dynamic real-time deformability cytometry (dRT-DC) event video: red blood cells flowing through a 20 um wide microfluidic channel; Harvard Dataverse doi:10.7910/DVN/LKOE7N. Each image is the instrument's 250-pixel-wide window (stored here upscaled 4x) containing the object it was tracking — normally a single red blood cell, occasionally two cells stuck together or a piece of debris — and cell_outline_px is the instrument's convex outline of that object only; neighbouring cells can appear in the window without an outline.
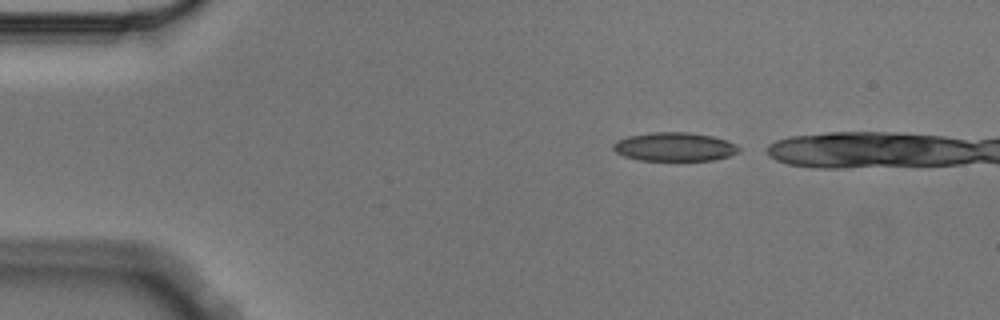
{"species": "Egyptian fruit bat (a non-hibernating species)", "species_latin": "Rousettus aegyptiacus", "temperature_condition": "cold", "stored_images_in_passage": 2, "camera_frame_rate_fps": 3000, "um_per_image_px": 0.085, "animal": {"sex": "male"}, "frame": {"image": 1, "passage_image": 1, "time_ms": 0.0, "image_size_px": [1000, 320], "cell_outline_px": [[740, 148], [736, 152], [728, 156], [716, 160], [640, 160], [624, 156], [616, 152], [612, 148], [612, 144], [616, 140], [628, 136], [652, 132], [688, 132], [712, 136], [728, 140], [736, 144]], "centroid_in_image_um": [57.32, 12.47], "position_along_channel_um": 27.7, "area_um2": 21.04}}